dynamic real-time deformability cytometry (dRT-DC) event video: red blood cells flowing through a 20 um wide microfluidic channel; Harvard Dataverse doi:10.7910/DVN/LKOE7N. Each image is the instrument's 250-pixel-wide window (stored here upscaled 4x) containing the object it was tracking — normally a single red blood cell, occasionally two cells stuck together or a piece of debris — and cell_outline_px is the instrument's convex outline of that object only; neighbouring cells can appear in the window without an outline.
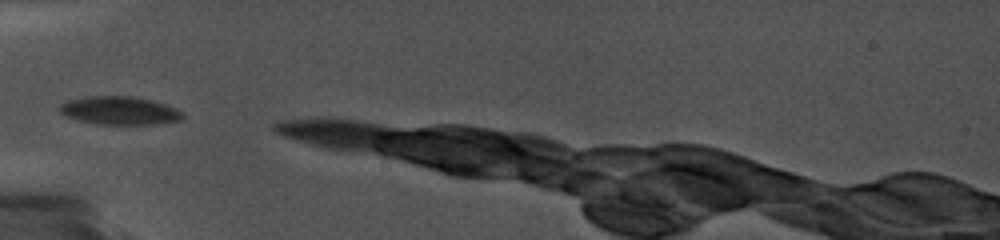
{"species": "common noctule bat (a hibernating species)", "species_latin": "Nyctalus noctula", "temperature_condition": "cold", "stored_images_in_passage": 3, "camera_frame_rate_fps": 5000, "um_per_image_px": 0.085, "animal": {"sex": "female", "body_mass_g": 19.0, "forearm_length_mm": 56.7}, "frame": {"image": 1, "passage_image": 1, "time_ms": 0.0, "image_size_px": [1000, 240], "cell_outline_px": [[184, 116], [180, 120], [152, 124], [96, 124], [64, 116], [60, 112], [60, 104], [68, 100], [88, 96], [128, 96], [152, 100], [176, 108], [184, 112]], "centroid_in_image_um": [10.16, 9.4], "position_along_channel_um": 74.8, "area_um2": 20.11}}